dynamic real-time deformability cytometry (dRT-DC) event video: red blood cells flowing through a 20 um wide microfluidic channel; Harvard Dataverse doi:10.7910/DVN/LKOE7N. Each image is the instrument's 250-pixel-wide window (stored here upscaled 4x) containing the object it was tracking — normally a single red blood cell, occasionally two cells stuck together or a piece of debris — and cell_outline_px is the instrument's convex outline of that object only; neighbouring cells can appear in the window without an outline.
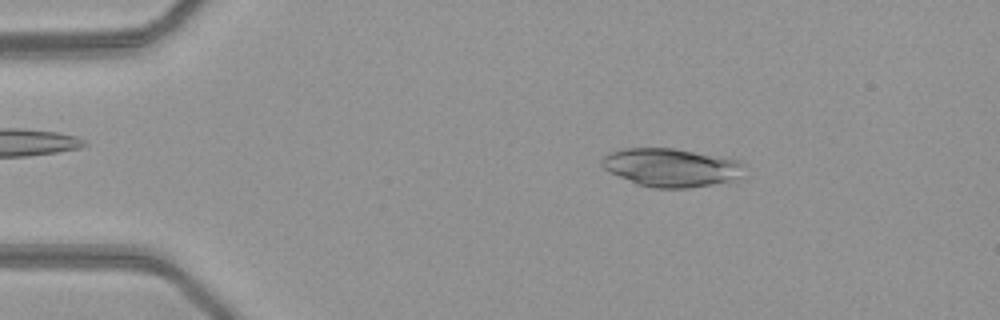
{"species": "common noctule bat (a hibernating species)", "species_latin": "Nyctalus noctula", "temperature_condition": "warm", "stored_images_in_passage": 49, "camera_frame_rate_fps": 3000, "um_per_image_px": 0.085, "animal": {"sex": "female", "body_mass_g": 21.9}, "frame": {"image": 1, "passage_image": 8, "time_ms": 2.333, "image_size_px": [1000, 320], "cell_outline_px": [[744, 164], [740, 180], [688, 188], [652, 188], [636, 184], [604, 168], [600, 164], [600, 160], [608, 152], [624, 148], [672, 148], [736, 160]], "centroid_in_image_um": [57.04, 14.25], "position_along_channel_um": 28.0, "area_um2": 31.73}}
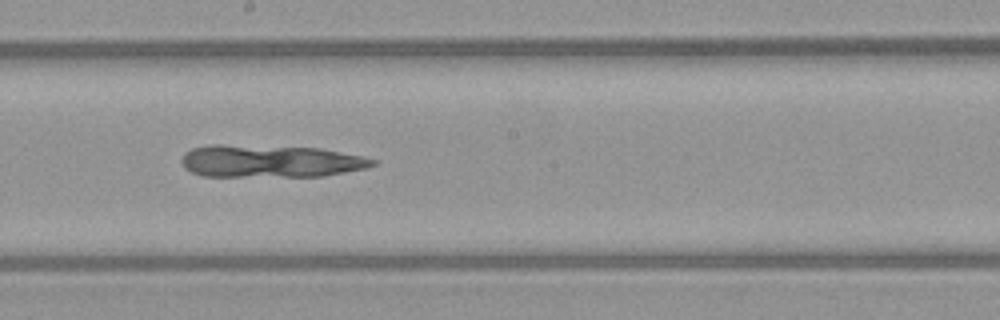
{"frame": {"image": 2, "passage_image": 27, "time_ms": 8.667, "image_size_px": [1000, 320], "cell_outline_px": [[380, 160], [376, 164], [368, 168], [320, 176], [204, 176], [192, 172], [184, 168], [180, 160], [184, 152], [192, 148], [212, 144], [220, 144], [320, 148], [364, 156]], "centroid_in_image_um": [22.99, 13.69], "position_along_channel_um": 225.2, "area_um2": 36.41}}
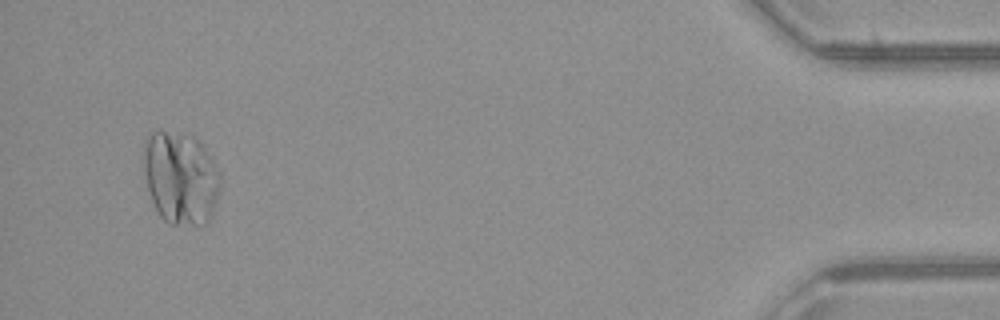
{"frame": {"image": 3, "passage_image": 47, "time_ms": 15.333, "image_size_px": [1000, 320], "cell_outline_px": [[220, 188], [216, 204], [212, 216], [204, 224], [168, 224], [160, 216], [148, 192], [140, 160], [140, 152], [144, 140], [152, 132], [164, 132], [192, 136], [200, 140], [216, 164], [220, 172]], "centroid_in_image_um": [15.32, 15.11], "position_along_channel_um": 419.9, "area_um2": 42.25}}